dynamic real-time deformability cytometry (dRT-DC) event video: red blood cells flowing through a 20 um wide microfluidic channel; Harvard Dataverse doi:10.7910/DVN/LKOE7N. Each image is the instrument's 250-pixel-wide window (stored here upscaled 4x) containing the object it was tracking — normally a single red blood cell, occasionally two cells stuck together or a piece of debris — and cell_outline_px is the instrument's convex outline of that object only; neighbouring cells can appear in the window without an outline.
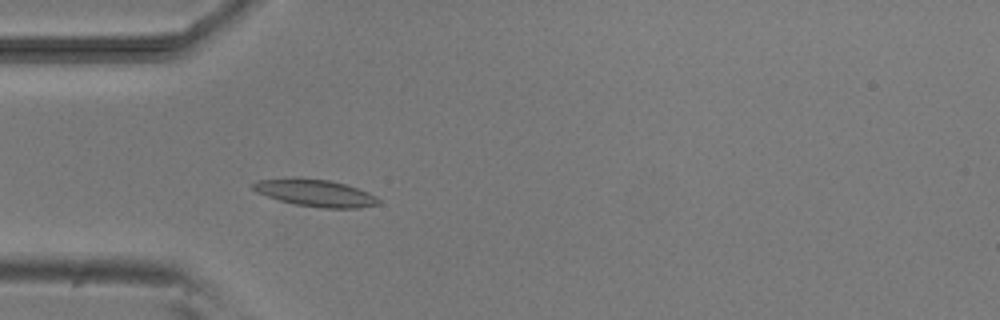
{"species": "common noctule bat (a hibernating species)", "species_latin": "Nyctalus noctula", "temperature_condition": "room temperature", "stored_images_in_passage": 5, "camera_frame_rate_fps": 3000, "um_per_image_px": 0.085, "animal": {"sex": "male", "body_mass_g": 20.5, "forearm_length_mm": 52.5}, "frame": {"image": 1, "passage_image": 5, "time_ms": 5.0, "image_size_px": [1000, 320], "cell_outline_px": [[380, 204], [360, 208], [320, 208], [296, 204], [280, 200], [256, 192], [252, 188], [252, 184], [256, 180], [292, 176], [296, 176], [328, 180], [344, 184], [368, 192], [376, 196], [380, 200]], "centroid_in_image_um": [26.77, 16.38], "position_along_channel_um": 58.2, "area_um2": 20.06}}